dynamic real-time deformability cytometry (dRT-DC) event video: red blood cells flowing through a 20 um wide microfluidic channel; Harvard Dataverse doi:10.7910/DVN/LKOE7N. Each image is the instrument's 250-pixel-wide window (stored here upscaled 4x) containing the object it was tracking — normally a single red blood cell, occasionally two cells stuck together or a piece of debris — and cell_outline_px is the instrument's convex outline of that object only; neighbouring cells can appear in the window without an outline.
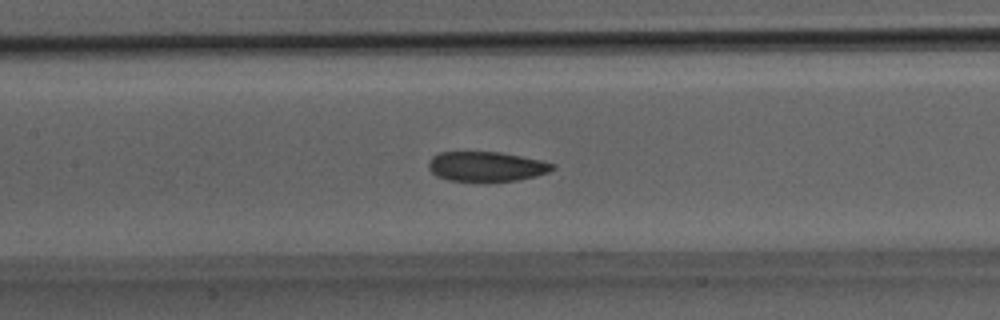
{"species": "Egyptian fruit bat (a non-hibernating species)", "species_latin": "Rousettus aegyptiacus", "temperature_condition": "room temperature", "stored_images_in_passage": 29, "camera_frame_rate_fps": 3000, "um_per_image_px": 0.085, "animal": {"sex": "male"}, "frame": {"image": 1, "passage_image": 12, "time_ms": 3.667, "image_size_px": [1000, 320], "cell_outline_px": [[556, 168], [548, 172], [536, 176], [516, 180], [448, 180], [436, 176], [428, 168], [428, 160], [432, 156], [440, 152], [500, 152], [540, 160], [556, 164]], "centroid_in_image_um": [41.33, 14.13], "position_along_channel_um": 166.1, "area_um2": 21.27}}
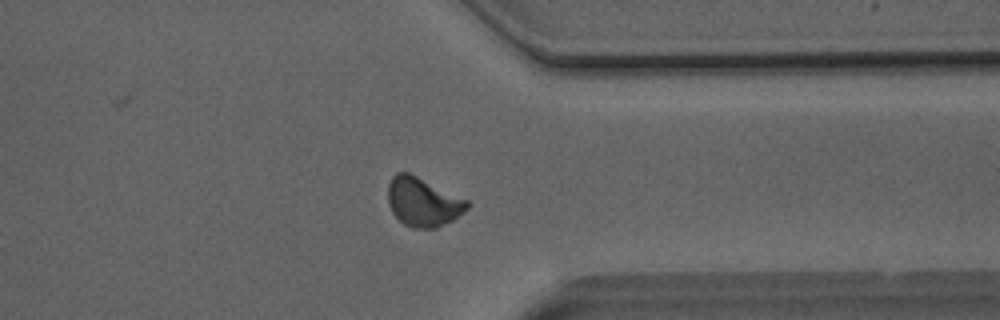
{"frame": {"image": 2, "passage_image": 22, "time_ms": 7.0, "image_size_px": [1000, 320], "cell_outline_px": [[468, 208], [464, 212], [452, 220], [436, 228], [412, 228], [404, 224], [392, 212], [388, 204], [388, 184], [392, 176], [396, 172], [408, 172], [468, 200]], "centroid_in_image_um": [35.93, 17.16], "position_along_channel_um": 375.5, "area_um2": 22.43}}
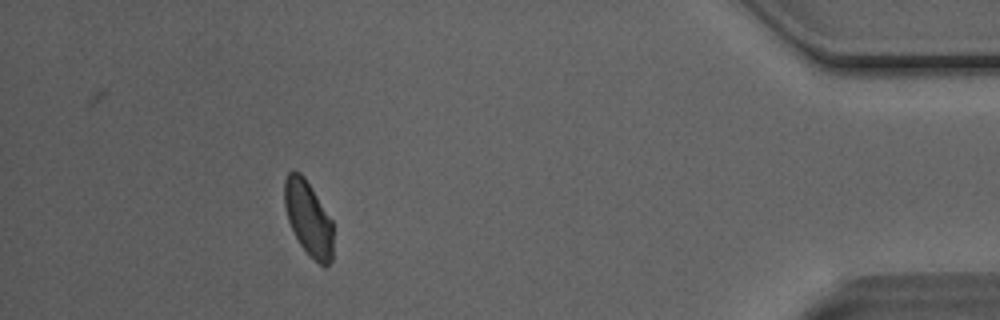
{"frame": {"image": 3, "passage_image": 26, "time_ms": 8.333, "image_size_px": [1000, 320], "cell_outline_px": [[332, 260], [324, 268], [300, 244], [288, 220], [284, 204], [284, 180], [288, 172], [292, 168], [300, 172], [304, 176], [332, 220]], "centroid_in_image_um": [26.19, 18.5], "position_along_channel_um": 409.0, "area_um2": 20.98}}